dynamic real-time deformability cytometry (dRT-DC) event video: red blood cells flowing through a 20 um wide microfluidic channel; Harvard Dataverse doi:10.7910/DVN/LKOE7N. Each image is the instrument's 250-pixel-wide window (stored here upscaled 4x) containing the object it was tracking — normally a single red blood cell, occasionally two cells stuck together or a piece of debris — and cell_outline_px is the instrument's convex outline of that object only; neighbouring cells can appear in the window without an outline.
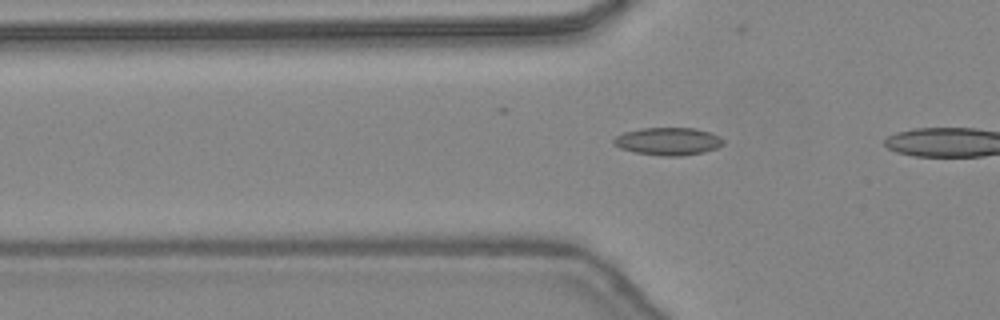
{"species": "common noctule bat (a hibernating species)", "species_latin": "Nyctalus noctula", "temperature_condition": "warm", "stored_images_in_passage": 30, "camera_frame_rate_fps": 3000, "um_per_image_px": 0.085, "animal": {"sex": "female", "body_mass_g": 24.6, "forearm_length_mm": 56.2}, "frame": {"image": 1, "passage_image": 8, "time_ms": 2.333, "image_size_px": [1000, 320], "cell_outline_px": [[724, 144], [716, 148], [704, 152], [680, 156], [660, 156], [636, 152], [620, 148], [612, 144], [612, 140], [616, 136], [624, 132], [640, 128], [696, 128], [720, 136], [724, 140]], "centroid_in_image_um": [56.78, 12.01], "position_along_channel_um": 69.0, "area_um2": 17.74}}
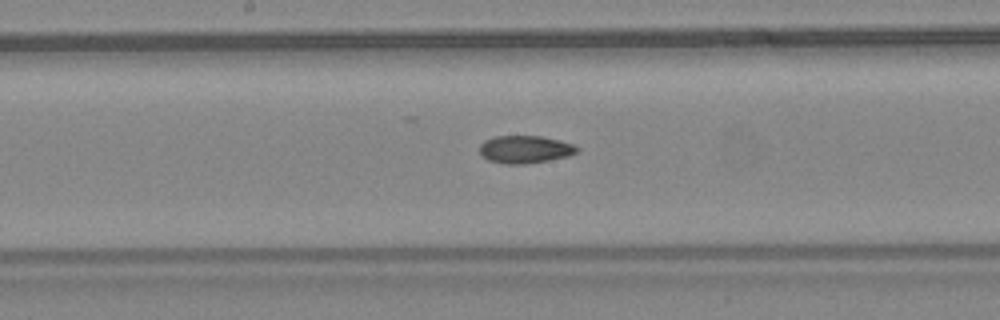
{"frame": {"image": 2, "passage_image": 17, "time_ms": 5.333, "image_size_px": [1000, 320], "cell_outline_px": [[580, 148], [576, 152], [568, 156], [548, 160], [524, 164], [504, 164], [488, 160], [480, 156], [480, 144], [484, 140], [496, 136], [540, 136], [560, 140], [572, 144]], "centroid_in_image_um": [44.59, 12.7], "position_along_channel_um": 203.6, "area_um2": 15.72}}
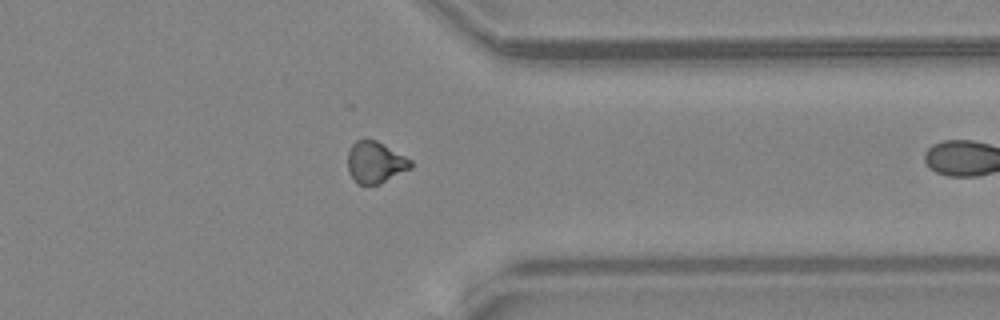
{"frame": {"image": 3, "passage_image": 29, "time_ms": 9.333, "image_size_px": [1000, 320], "cell_outline_px": [[412, 168], [380, 184], [356, 184], [348, 172], [348, 152], [352, 144], [356, 140], [376, 140], [412, 160]], "centroid_in_image_um": [31.89, 13.82], "position_along_channel_um": 379.5, "area_um2": 15.26}}